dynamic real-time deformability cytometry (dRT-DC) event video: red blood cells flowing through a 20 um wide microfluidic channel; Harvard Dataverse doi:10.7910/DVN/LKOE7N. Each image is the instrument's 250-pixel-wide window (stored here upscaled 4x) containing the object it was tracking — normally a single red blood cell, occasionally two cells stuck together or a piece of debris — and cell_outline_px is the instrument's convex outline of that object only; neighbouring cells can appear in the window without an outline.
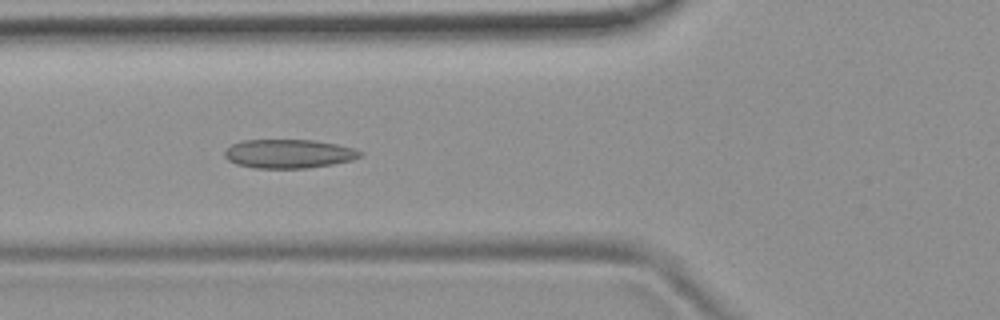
{"species": "common noctule bat (a hibernating species)", "species_latin": "Nyctalus noctula", "temperature_condition": "room temperature", "stored_images_in_passage": 41, "camera_frame_rate_fps": 3000, "um_per_image_px": 0.085, "animal": {"sex": "female", "body_mass_g": 19.9}, "frame": {"image": 1, "passage_image": 14, "time_ms": 4.333, "image_size_px": [1000, 320], "cell_outline_px": [[364, 152], [360, 156], [352, 160], [332, 164], [308, 168], [256, 168], [236, 164], [228, 160], [224, 156], [224, 152], [232, 144], [244, 140], [312, 140], [336, 144], [356, 148]], "centroid_in_image_um": [24.56, 13.07], "position_along_channel_um": 101.2, "area_um2": 22.77}}
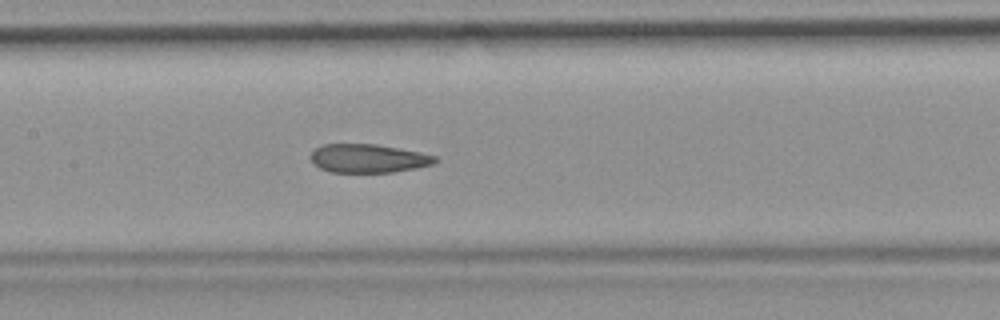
{"frame": {"image": 2, "passage_image": 20, "time_ms": 6.333, "image_size_px": [1000, 320], "cell_outline_px": [[440, 160], [432, 164], [416, 168], [392, 172], [332, 172], [320, 168], [312, 164], [308, 156], [316, 148], [324, 144], [376, 144], [400, 148], [420, 152], [436, 156]], "centroid_in_image_um": [31.29, 13.46], "position_along_channel_um": 176.1, "area_um2": 20.87}}
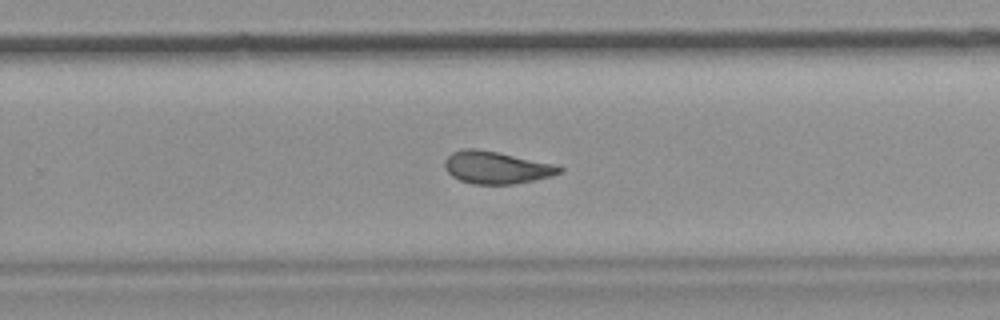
{"frame": {"image": 3, "passage_image": 29, "time_ms": 9.333, "image_size_px": [1000, 320], "cell_outline_px": [[564, 172], [552, 176], [512, 184], [472, 184], [460, 180], [452, 176], [444, 168], [444, 160], [452, 152], [464, 148], [476, 148], [556, 164], [564, 168]], "centroid_in_image_um": [42.19, 14.24], "position_along_channel_um": 287.6, "area_um2": 21.68}, "authors_computed_cell_mechanics": {"area_um2": 22.4842, "velocity_mm_per_s": 3.7377, "shape_relaxation_time_tau1_ms": null, "shape_relaxation_time_tau2_ms": 2.3869, "deformation_change_tau1": null, "deformation_change_tau2": 0.0988}}